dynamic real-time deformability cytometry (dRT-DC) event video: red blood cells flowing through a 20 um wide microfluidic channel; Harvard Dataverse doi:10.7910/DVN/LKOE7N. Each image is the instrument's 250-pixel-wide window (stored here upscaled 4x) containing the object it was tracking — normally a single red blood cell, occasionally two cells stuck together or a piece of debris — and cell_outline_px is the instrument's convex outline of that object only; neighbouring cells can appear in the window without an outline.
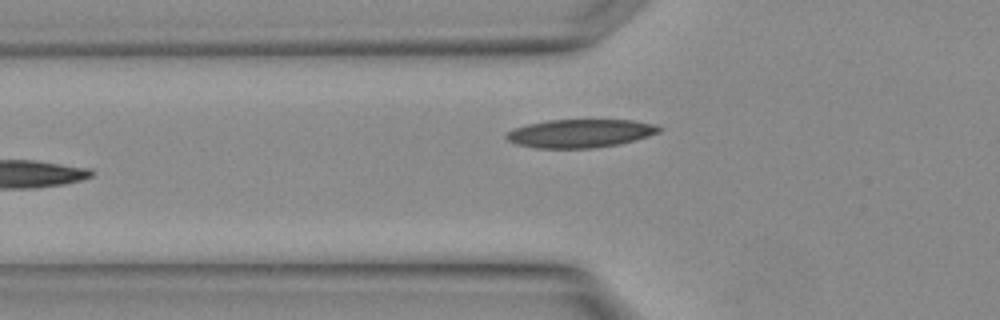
{"species": "Egyptian fruit bat (a non-hibernating species)", "species_latin": "Rousettus aegyptiacus", "temperature_condition": "warm", "stored_images_in_passage": 4, "camera_frame_rate_fps": 3000, "um_per_image_px": 0.085, "animal": {"sex": "female"}, "frame": {"image": 1, "passage_image": 4, "time_ms": 1.0, "image_size_px": [1000, 320], "cell_outline_px": [[664, 128], [660, 132], [636, 140], [620, 144], [592, 148], [536, 148], [516, 144], [508, 140], [504, 136], [508, 132], [516, 128], [528, 124], [548, 120], [632, 120], [652, 124]], "centroid_in_image_um": [49.34, 11.34], "position_along_channel_um": 76.5, "area_um2": 25.14}}